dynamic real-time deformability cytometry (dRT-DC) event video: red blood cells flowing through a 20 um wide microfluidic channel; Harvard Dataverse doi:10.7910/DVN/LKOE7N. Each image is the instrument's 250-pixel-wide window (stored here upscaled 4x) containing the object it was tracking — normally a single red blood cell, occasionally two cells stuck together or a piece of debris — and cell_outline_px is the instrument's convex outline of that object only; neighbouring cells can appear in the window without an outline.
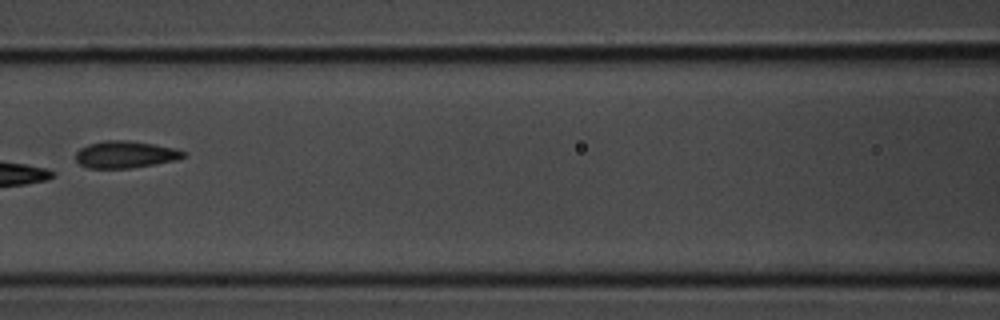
{"species": "common noctule bat (a hibernating species)", "species_latin": "Nyctalus noctula", "temperature_condition": "room temperature", "stored_images_in_passage": 4, "camera_frame_rate_fps": 3000, "um_per_image_px": 0.085, "animal": {"sex": "male", "body_mass_g": 20.1, "forearm_length_mm": 53.5}, "frame": {"image": 1, "passage_image": 4, "time_ms": 1.0, "image_size_px": [1000, 320], "cell_outline_px": [[184, 156], [176, 160], [128, 168], [88, 168], [80, 164], [76, 160], [76, 152], [80, 148], [88, 144], [104, 140], [124, 140], [152, 144], [172, 148], [184, 152]], "centroid_in_image_um": [10.58, 13.13], "position_along_channel_um": 156.0, "area_um2": 16.59}}